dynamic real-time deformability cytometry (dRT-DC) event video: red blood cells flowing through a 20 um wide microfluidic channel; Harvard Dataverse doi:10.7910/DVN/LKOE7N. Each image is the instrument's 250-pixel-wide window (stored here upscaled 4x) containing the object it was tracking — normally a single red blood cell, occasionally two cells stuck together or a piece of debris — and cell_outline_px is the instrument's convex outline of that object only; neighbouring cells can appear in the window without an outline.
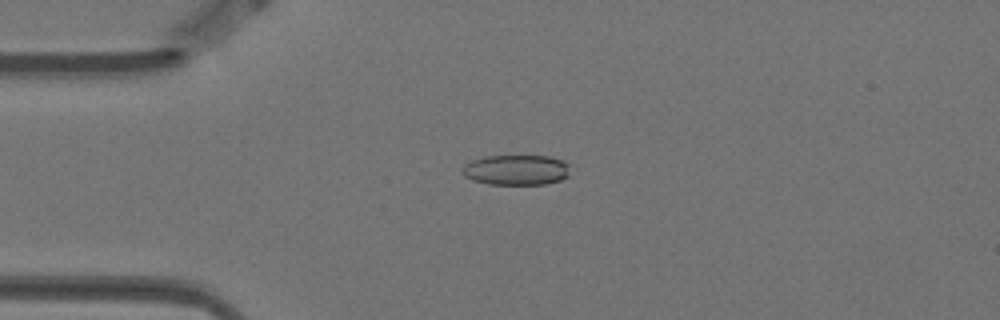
{"species": "Egyptian fruit bat (a non-hibernating species)", "species_latin": "Rousettus aegyptiacus", "temperature_condition": "warm", "stored_images_in_passage": 5, "camera_frame_rate_fps": 3000, "um_per_image_px": 0.085, "animal": {"sex": "female"}, "frame": {"image": 1, "passage_image": 4, "time_ms": 1.0, "image_size_px": [1000, 320], "cell_outline_px": [[568, 176], [560, 180], [548, 184], [488, 184], [472, 180], [464, 176], [460, 168], [464, 164], [472, 160], [484, 156], [548, 156], [564, 160], [568, 164]], "centroid_in_image_um": [43.85, 14.44], "position_along_channel_um": 41.1, "area_um2": 19.19}}